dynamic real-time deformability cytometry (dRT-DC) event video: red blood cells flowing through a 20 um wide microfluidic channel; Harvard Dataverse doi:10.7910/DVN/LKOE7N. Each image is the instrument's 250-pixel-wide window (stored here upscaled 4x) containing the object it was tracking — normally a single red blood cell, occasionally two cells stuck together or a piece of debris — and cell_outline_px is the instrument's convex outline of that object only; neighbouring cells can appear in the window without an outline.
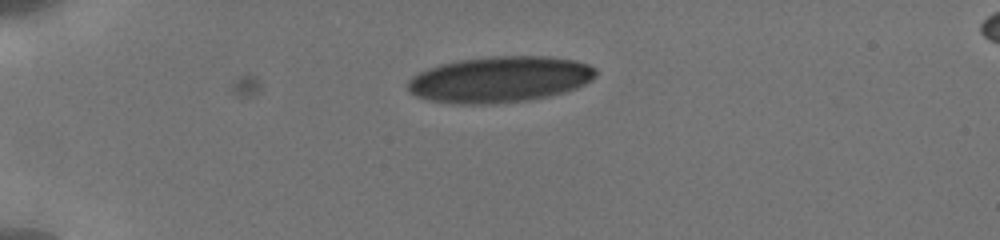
{"species": "human", "species_latin": "Homo sapiens", "temperature_condition": "cold", "stored_images_in_passage": 7, "camera_frame_rate_fps": 3000, "um_per_image_px": 0.085, "donor": {"sex": "male"}, "frame": {"image": 1, "passage_image": 1, "time_ms": 0.0, "image_size_px": [1000, 240], "cell_outline_px": [[596, 76], [592, 80], [576, 88], [564, 92], [548, 96], [528, 100], [492, 104], [452, 104], [428, 100], [416, 96], [408, 88], [408, 80], [412, 76], [428, 68], [440, 64], [460, 60], [488, 56], [548, 56], [576, 60], [588, 64], [596, 68]], "centroid_in_image_um": [42.49, 6.75], "position_along_channel_um": 42.5, "area_um2": 50.69}}